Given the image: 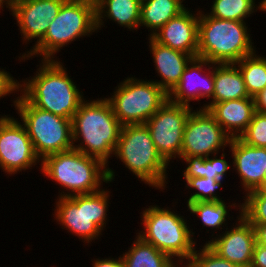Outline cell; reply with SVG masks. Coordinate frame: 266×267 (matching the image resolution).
<instances>
[{
  "label": "cell",
  "mask_w": 266,
  "mask_h": 267,
  "mask_svg": "<svg viewBox=\"0 0 266 267\" xmlns=\"http://www.w3.org/2000/svg\"><path fill=\"white\" fill-rule=\"evenodd\" d=\"M122 126L106 97L85 98L72 117L73 148L107 165L109 184L117 176L109 159L114 157Z\"/></svg>",
  "instance_id": "1"
},
{
  "label": "cell",
  "mask_w": 266,
  "mask_h": 267,
  "mask_svg": "<svg viewBox=\"0 0 266 267\" xmlns=\"http://www.w3.org/2000/svg\"><path fill=\"white\" fill-rule=\"evenodd\" d=\"M38 62L36 73L19 81V92L35 107L72 119L85 99L82 90L68 74L64 61Z\"/></svg>",
  "instance_id": "2"
},
{
  "label": "cell",
  "mask_w": 266,
  "mask_h": 267,
  "mask_svg": "<svg viewBox=\"0 0 266 267\" xmlns=\"http://www.w3.org/2000/svg\"><path fill=\"white\" fill-rule=\"evenodd\" d=\"M97 33L96 3L94 0H66L45 36L24 53L19 63L38 57L40 60H59L57 53L80 38ZM23 60V61H22Z\"/></svg>",
  "instance_id": "3"
},
{
  "label": "cell",
  "mask_w": 266,
  "mask_h": 267,
  "mask_svg": "<svg viewBox=\"0 0 266 267\" xmlns=\"http://www.w3.org/2000/svg\"><path fill=\"white\" fill-rule=\"evenodd\" d=\"M174 203L172 202L173 208L157 204L144 207L140 213L143 230L137 229L136 235L169 255L179 265H183L194 253L196 246L198 247V241L194 237L196 232L187 223L189 220L175 210L174 206L178 202Z\"/></svg>",
  "instance_id": "4"
},
{
  "label": "cell",
  "mask_w": 266,
  "mask_h": 267,
  "mask_svg": "<svg viewBox=\"0 0 266 267\" xmlns=\"http://www.w3.org/2000/svg\"><path fill=\"white\" fill-rule=\"evenodd\" d=\"M198 9L197 57L213 64H236L257 51L247 22L214 18Z\"/></svg>",
  "instance_id": "5"
},
{
  "label": "cell",
  "mask_w": 266,
  "mask_h": 267,
  "mask_svg": "<svg viewBox=\"0 0 266 267\" xmlns=\"http://www.w3.org/2000/svg\"><path fill=\"white\" fill-rule=\"evenodd\" d=\"M39 171L64 188L57 197L96 193L109 183L107 165L74 148L46 156Z\"/></svg>",
  "instance_id": "6"
},
{
  "label": "cell",
  "mask_w": 266,
  "mask_h": 267,
  "mask_svg": "<svg viewBox=\"0 0 266 267\" xmlns=\"http://www.w3.org/2000/svg\"><path fill=\"white\" fill-rule=\"evenodd\" d=\"M122 165L138 178L140 183L163 191L168 186L169 165L159 154L145 124L123 125L114 153Z\"/></svg>",
  "instance_id": "7"
},
{
  "label": "cell",
  "mask_w": 266,
  "mask_h": 267,
  "mask_svg": "<svg viewBox=\"0 0 266 267\" xmlns=\"http://www.w3.org/2000/svg\"><path fill=\"white\" fill-rule=\"evenodd\" d=\"M108 187L92 194L56 197L54 205V221L67 233L77 236L84 246L101 239L108 225L110 195Z\"/></svg>",
  "instance_id": "8"
},
{
  "label": "cell",
  "mask_w": 266,
  "mask_h": 267,
  "mask_svg": "<svg viewBox=\"0 0 266 267\" xmlns=\"http://www.w3.org/2000/svg\"><path fill=\"white\" fill-rule=\"evenodd\" d=\"M17 96L11 100V107L14 106V110H17V119L25 126L41 161L46 156L73 148L72 119L35 107L21 93Z\"/></svg>",
  "instance_id": "9"
},
{
  "label": "cell",
  "mask_w": 266,
  "mask_h": 267,
  "mask_svg": "<svg viewBox=\"0 0 266 267\" xmlns=\"http://www.w3.org/2000/svg\"><path fill=\"white\" fill-rule=\"evenodd\" d=\"M135 76L125 77L114 87L110 97L107 95L122 125L145 124L168 100V94L151 79Z\"/></svg>",
  "instance_id": "10"
},
{
  "label": "cell",
  "mask_w": 266,
  "mask_h": 267,
  "mask_svg": "<svg viewBox=\"0 0 266 267\" xmlns=\"http://www.w3.org/2000/svg\"><path fill=\"white\" fill-rule=\"evenodd\" d=\"M193 108L167 100L145 123L157 151L169 165L180 159L184 127Z\"/></svg>",
  "instance_id": "11"
},
{
  "label": "cell",
  "mask_w": 266,
  "mask_h": 267,
  "mask_svg": "<svg viewBox=\"0 0 266 267\" xmlns=\"http://www.w3.org/2000/svg\"><path fill=\"white\" fill-rule=\"evenodd\" d=\"M230 140L231 137L208 110L193 109L184 127L180 157L207 158L227 150Z\"/></svg>",
  "instance_id": "12"
},
{
  "label": "cell",
  "mask_w": 266,
  "mask_h": 267,
  "mask_svg": "<svg viewBox=\"0 0 266 267\" xmlns=\"http://www.w3.org/2000/svg\"><path fill=\"white\" fill-rule=\"evenodd\" d=\"M37 164L41 167V160L25 126L11 116L0 128V169L11 177L32 170Z\"/></svg>",
  "instance_id": "13"
},
{
  "label": "cell",
  "mask_w": 266,
  "mask_h": 267,
  "mask_svg": "<svg viewBox=\"0 0 266 267\" xmlns=\"http://www.w3.org/2000/svg\"><path fill=\"white\" fill-rule=\"evenodd\" d=\"M66 0H23L7 9L20 30L22 44L36 45L47 32ZM37 39V40H36Z\"/></svg>",
  "instance_id": "14"
},
{
  "label": "cell",
  "mask_w": 266,
  "mask_h": 267,
  "mask_svg": "<svg viewBox=\"0 0 266 267\" xmlns=\"http://www.w3.org/2000/svg\"><path fill=\"white\" fill-rule=\"evenodd\" d=\"M235 218L236 223L213 239L207 241L206 238L204 244L219 257L241 267H250L256 244L255 229L241 214Z\"/></svg>",
  "instance_id": "15"
},
{
  "label": "cell",
  "mask_w": 266,
  "mask_h": 267,
  "mask_svg": "<svg viewBox=\"0 0 266 267\" xmlns=\"http://www.w3.org/2000/svg\"><path fill=\"white\" fill-rule=\"evenodd\" d=\"M208 67V68H207ZM214 91V64L204 58L194 57L187 64L179 83L168 94V100L192 107L191 102L210 101Z\"/></svg>",
  "instance_id": "16"
},
{
  "label": "cell",
  "mask_w": 266,
  "mask_h": 267,
  "mask_svg": "<svg viewBox=\"0 0 266 267\" xmlns=\"http://www.w3.org/2000/svg\"><path fill=\"white\" fill-rule=\"evenodd\" d=\"M228 146L231 155L227 158L232 157V169L240 178L242 194L264 188L266 148L248 145L239 137L231 138Z\"/></svg>",
  "instance_id": "17"
},
{
  "label": "cell",
  "mask_w": 266,
  "mask_h": 267,
  "mask_svg": "<svg viewBox=\"0 0 266 267\" xmlns=\"http://www.w3.org/2000/svg\"><path fill=\"white\" fill-rule=\"evenodd\" d=\"M198 21L199 10L192 11L187 7L151 37L162 45L197 57Z\"/></svg>",
  "instance_id": "18"
},
{
  "label": "cell",
  "mask_w": 266,
  "mask_h": 267,
  "mask_svg": "<svg viewBox=\"0 0 266 267\" xmlns=\"http://www.w3.org/2000/svg\"><path fill=\"white\" fill-rule=\"evenodd\" d=\"M148 38V48L153 57L156 76L160 80L153 79L159 87L169 94L179 83L180 78L193 58L191 55L156 42L152 37Z\"/></svg>",
  "instance_id": "19"
},
{
  "label": "cell",
  "mask_w": 266,
  "mask_h": 267,
  "mask_svg": "<svg viewBox=\"0 0 266 267\" xmlns=\"http://www.w3.org/2000/svg\"><path fill=\"white\" fill-rule=\"evenodd\" d=\"M208 111L231 137H240L252 121L255 105L252 97L214 103Z\"/></svg>",
  "instance_id": "20"
},
{
  "label": "cell",
  "mask_w": 266,
  "mask_h": 267,
  "mask_svg": "<svg viewBox=\"0 0 266 267\" xmlns=\"http://www.w3.org/2000/svg\"><path fill=\"white\" fill-rule=\"evenodd\" d=\"M96 27L100 32L106 20L134 32L140 29L141 2L139 0H95Z\"/></svg>",
  "instance_id": "21"
},
{
  "label": "cell",
  "mask_w": 266,
  "mask_h": 267,
  "mask_svg": "<svg viewBox=\"0 0 266 267\" xmlns=\"http://www.w3.org/2000/svg\"><path fill=\"white\" fill-rule=\"evenodd\" d=\"M248 97L243 75L236 64H214L213 97L198 109L208 110L214 103Z\"/></svg>",
  "instance_id": "22"
},
{
  "label": "cell",
  "mask_w": 266,
  "mask_h": 267,
  "mask_svg": "<svg viewBox=\"0 0 266 267\" xmlns=\"http://www.w3.org/2000/svg\"><path fill=\"white\" fill-rule=\"evenodd\" d=\"M225 201L226 200L198 201V202H191L187 204V208H188L187 211L190 212L189 214H193V216L196 217L197 220L199 219L201 222L202 228H200V231L201 229L205 228L206 232L209 234V231H211L209 229H212L211 231L212 235L211 236L209 235L210 240L211 238L213 239L215 237L214 236L215 233H216V236L220 235V232H223L222 229L225 230L227 227H230V226H227L229 223L228 221L234 220L232 217L234 215L230 216V213H229L230 209L231 210L235 209L234 211H238L237 213L241 214V200L240 201L238 200V203H236L237 200H235V202H232V203L231 201H229V203Z\"/></svg>",
  "instance_id": "23"
},
{
  "label": "cell",
  "mask_w": 266,
  "mask_h": 267,
  "mask_svg": "<svg viewBox=\"0 0 266 267\" xmlns=\"http://www.w3.org/2000/svg\"><path fill=\"white\" fill-rule=\"evenodd\" d=\"M184 0H147L141 3L140 29L145 27L149 37L186 7Z\"/></svg>",
  "instance_id": "24"
},
{
  "label": "cell",
  "mask_w": 266,
  "mask_h": 267,
  "mask_svg": "<svg viewBox=\"0 0 266 267\" xmlns=\"http://www.w3.org/2000/svg\"><path fill=\"white\" fill-rule=\"evenodd\" d=\"M224 152L222 151L221 155L217 153L207 158L202 156L180 157V160H182L181 163L183 164L184 161L186 165L182 170L184 180L186 181L188 178L193 177L226 179L227 172L230 174L232 165L231 162L225 159L227 153Z\"/></svg>",
  "instance_id": "25"
},
{
  "label": "cell",
  "mask_w": 266,
  "mask_h": 267,
  "mask_svg": "<svg viewBox=\"0 0 266 267\" xmlns=\"http://www.w3.org/2000/svg\"><path fill=\"white\" fill-rule=\"evenodd\" d=\"M128 251L122 252L124 267H178L169 255L161 252L153 245L144 242L139 236H135L134 241Z\"/></svg>",
  "instance_id": "26"
},
{
  "label": "cell",
  "mask_w": 266,
  "mask_h": 267,
  "mask_svg": "<svg viewBox=\"0 0 266 267\" xmlns=\"http://www.w3.org/2000/svg\"><path fill=\"white\" fill-rule=\"evenodd\" d=\"M256 52L236 63L243 75L247 93L252 98L266 87V57Z\"/></svg>",
  "instance_id": "27"
},
{
  "label": "cell",
  "mask_w": 266,
  "mask_h": 267,
  "mask_svg": "<svg viewBox=\"0 0 266 267\" xmlns=\"http://www.w3.org/2000/svg\"><path fill=\"white\" fill-rule=\"evenodd\" d=\"M256 0H213L209 16L225 20L246 22L257 10H261V4Z\"/></svg>",
  "instance_id": "28"
},
{
  "label": "cell",
  "mask_w": 266,
  "mask_h": 267,
  "mask_svg": "<svg viewBox=\"0 0 266 267\" xmlns=\"http://www.w3.org/2000/svg\"><path fill=\"white\" fill-rule=\"evenodd\" d=\"M223 179H212V178H199L193 177L188 178L186 181L185 189H192L191 191L188 190L190 193L189 197H187V202H198V201H222L225 200L223 197L219 196L221 192H218L219 188H223ZM196 191V192H195ZM219 193V194H218Z\"/></svg>",
  "instance_id": "29"
},
{
  "label": "cell",
  "mask_w": 266,
  "mask_h": 267,
  "mask_svg": "<svg viewBox=\"0 0 266 267\" xmlns=\"http://www.w3.org/2000/svg\"><path fill=\"white\" fill-rule=\"evenodd\" d=\"M241 199V215L250 224L266 223V188L253 190Z\"/></svg>",
  "instance_id": "30"
},
{
  "label": "cell",
  "mask_w": 266,
  "mask_h": 267,
  "mask_svg": "<svg viewBox=\"0 0 266 267\" xmlns=\"http://www.w3.org/2000/svg\"><path fill=\"white\" fill-rule=\"evenodd\" d=\"M200 249V250H196ZM191 257L183 264L184 267H241L219 257L206 244L196 247Z\"/></svg>",
  "instance_id": "31"
},
{
  "label": "cell",
  "mask_w": 266,
  "mask_h": 267,
  "mask_svg": "<svg viewBox=\"0 0 266 267\" xmlns=\"http://www.w3.org/2000/svg\"><path fill=\"white\" fill-rule=\"evenodd\" d=\"M239 138L248 145L266 148V113L255 111L252 121Z\"/></svg>",
  "instance_id": "32"
},
{
  "label": "cell",
  "mask_w": 266,
  "mask_h": 267,
  "mask_svg": "<svg viewBox=\"0 0 266 267\" xmlns=\"http://www.w3.org/2000/svg\"><path fill=\"white\" fill-rule=\"evenodd\" d=\"M12 74L5 69L0 68V100L6 96H14L17 97L16 94L19 93V81L11 76ZM16 93V94H15ZM16 95V96H15Z\"/></svg>",
  "instance_id": "33"
},
{
  "label": "cell",
  "mask_w": 266,
  "mask_h": 267,
  "mask_svg": "<svg viewBox=\"0 0 266 267\" xmlns=\"http://www.w3.org/2000/svg\"><path fill=\"white\" fill-rule=\"evenodd\" d=\"M250 267H266V243H256Z\"/></svg>",
  "instance_id": "34"
},
{
  "label": "cell",
  "mask_w": 266,
  "mask_h": 267,
  "mask_svg": "<svg viewBox=\"0 0 266 267\" xmlns=\"http://www.w3.org/2000/svg\"><path fill=\"white\" fill-rule=\"evenodd\" d=\"M92 267H124V263L122 260V256H118L116 258H94V260L92 259Z\"/></svg>",
  "instance_id": "35"
},
{
  "label": "cell",
  "mask_w": 266,
  "mask_h": 267,
  "mask_svg": "<svg viewBox=\"0 0 266 267\" xmlns=\"http://www.w3.org/2000/svg\"><path fill=\"white\" fill-rule=\"evenodd\" d=\"M255 110L266 113V87L253 97Z\"/></svg>",
  "instance_id": "36"
},
{
  "label": "cell",
  "mask_w": 266,
  "mask_h": 267,
  "mask_svg": "<svg viewBox=\"0 0 266 267\" xmlns=\"http://www.w3.org/2000/svg\"><path fill=\"white\" fill-rule=\"evenodd\" d=\"M251 225L255 229L256 243H266V223Z\"/></svg>",
  "instance_id": "37"
},
{
  "label": "cell",
  "mask_w": 266,
  "mask_h": 267,
  "mask_svg": "<svg viewBox=\"0 0 266 267\" xmlns=\"http://www.w3.org/2000/svg\"><path fill=\"white\" fill-rule=\"evenodd\" d=\"M23 0H0V9L4 11V8H11L14 4Z\"/></svg>",
  "instance_id": "38"
},
{
  "label": "cell",
  "mask_w": 266,
  "mask_h": 267,
  "mask_svg": "<svg viewBox=\"0 0 266 267\" xmlns=\"http://www.w3.org/2000/svg\"><path fill=\"white\" fill-rule=\"evenodd\" d=\"M12 115H5V114H0V128L1 126L11 117Z\"/></svg>",
  "instance_id": "39"
},
{
  "label": "cell",
  "mask_w": 266,
  "mask_h": 267,
  "mask_svg": "<svg viewBox=\"0 0 266 267\" xmlns=\"http://www.w3.org/2000/svg\"><path fill=\"white\" fill-rule=\"evenodd\" d=\"M260 4H261V12L263 11V13L265 12L266 13V0H261L260 1Z\"/></svg>",
  "instance_id": "40"
},
{
  "label": "cell",
  "mask_w": 266,
  "mask_h": 267,
  "mask_svg": "<svg viewBox=\"0 0 266 267\" xmlns=\"http://www.w3.org/2000/svg\"><path fill=\"white\" fill-rule=\"evenodd\" d=\"M264 188H266V168H265V173H264Z\"/></svg>",
  "instance_id": "41"
}]
</instances>
